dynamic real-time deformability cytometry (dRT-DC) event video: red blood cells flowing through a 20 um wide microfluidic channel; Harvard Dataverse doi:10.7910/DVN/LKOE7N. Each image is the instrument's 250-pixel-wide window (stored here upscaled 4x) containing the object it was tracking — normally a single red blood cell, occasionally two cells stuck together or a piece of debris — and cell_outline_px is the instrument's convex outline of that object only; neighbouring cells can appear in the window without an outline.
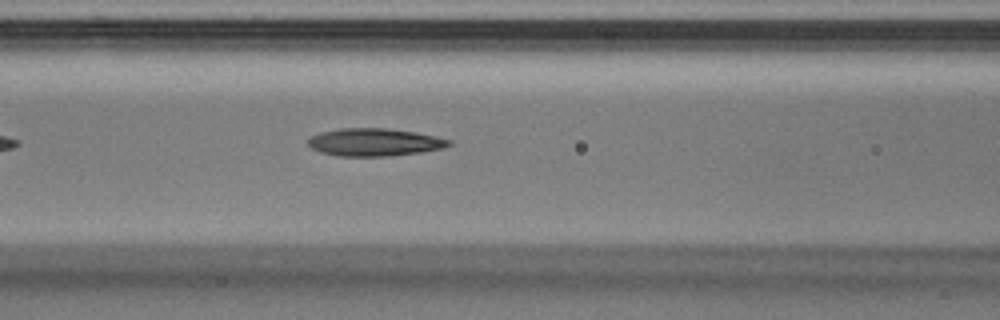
{"species": "Egyptian fruit bat (a non-hibernating species)", "species_latin": "Rousettus aegyptiacus", "temperature_condition": "warm", "stored_images_in_passage": 26, "camera_frame_rate_fps": 3000, "um_per_image_px": 0.085, "animal": {"sex": "male"}, "frame": {"image": 1, "passage_image": 6, "time_ms": 1.667, "image_size_px": [1000, 320], "cell_outline_px": [[452, 144], [444, 148], [420, 152], [388, 156], [340, 156], [320, 152], [312, 148], [308, 144], [308, 140], [312, 136], [320, 132], [340, 128], [388, 128], [416, 132], [452, 140]], "centroid_in_image_um": [31.84, 12.08], "position_along_channel_um": 134.8, "area_um2": 22.72}}
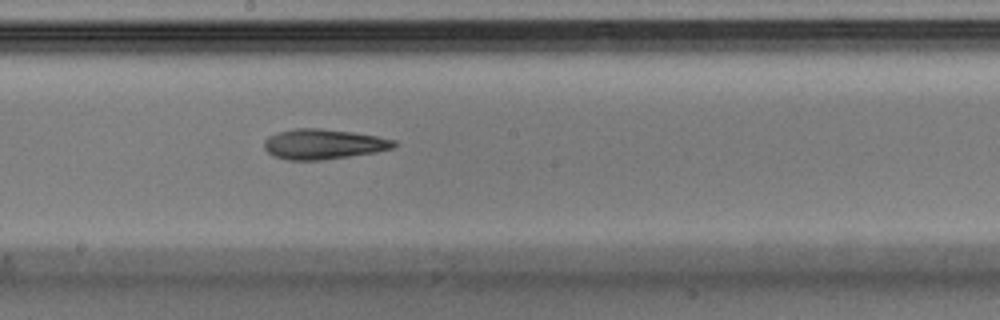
{"frame": {"image": 2, "passage_image": 11, "time_ms": 3.333, "image_size_px": [1000, 320], "cell_outline_px": [[400, 144], [392, 148], [376, 152], [320, 160], [288, 160], [272, 156], [264, 148], [264, 140], [268, 136], [276, 132], [296, 128], [320, 128], [352, 132], [376, 136], [396, 140]], "centroid_in_image_um": [27.47, 12.24], "position_along_channel_um": 220.7, "area_um2": 22.89}}
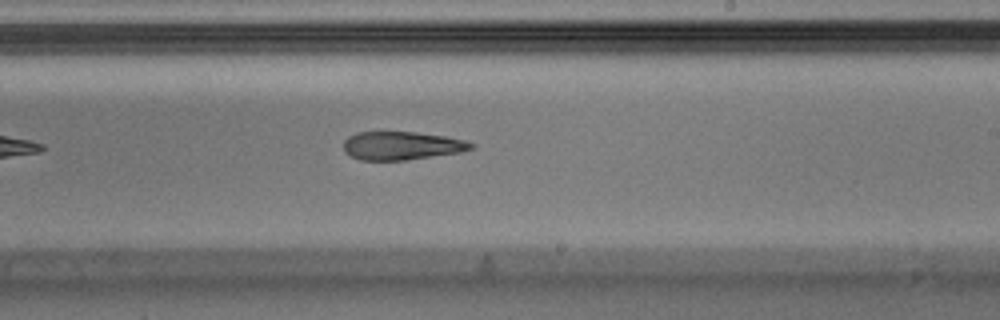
{"frame": {"image": 3, "passage_image": 13, "time_ms": 4.0, "image_size_px": [1000, 320], "cell_outline_px": [[476, 148], [460, 152], [404, 160], [360, 160], [344, 152], [344, 140], [348, 136], [356, 132], [416, 132], [444, 136], [464, 140], [476, 144]], "centroid_in_image_um": [34.15, 12.38], "position_along_channel_um": 254.9, "area_um2": 21.04}}